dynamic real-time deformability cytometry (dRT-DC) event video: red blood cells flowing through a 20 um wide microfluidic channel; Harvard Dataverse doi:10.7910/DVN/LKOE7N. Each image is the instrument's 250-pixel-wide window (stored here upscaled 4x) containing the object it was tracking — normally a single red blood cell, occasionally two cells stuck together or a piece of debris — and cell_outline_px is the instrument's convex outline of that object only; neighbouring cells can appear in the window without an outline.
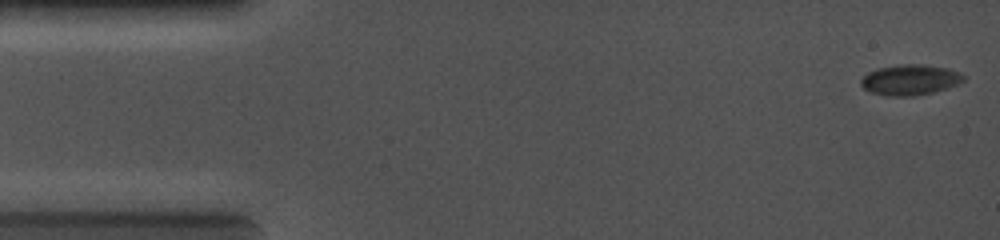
{"species": "common noctule bat (a hibernating species)", "species_latin": "Nyctalus noctula", "temperature_condition": "cold", "stored_images_in_passage": 30, "camera_frame_rate_fps": 5000, "um_per_image_px": 0.085, "animal": {"sex": "female", "body_mass_g": 19.0, "forearm_length_mm": 56.7}, "frame": {"image": 1, "passage_image": 1, "time_ms": 0.0, "image_size_px": [1000, 240], "cell_outline_px": [[964, 80], [956, 84], [932, 92], [912, 96], [888, 96], [872, 92], [864, 88], [860, 84], [860, 80], [868, 72], [876, 68], [900, 64], [924, 64], [948, 68], [960, 72], [964, 76]], "centroid_in_image_um": [77.33, 6.77], "position_along_channel_um": 7.7, "area_um2": 18.15}}
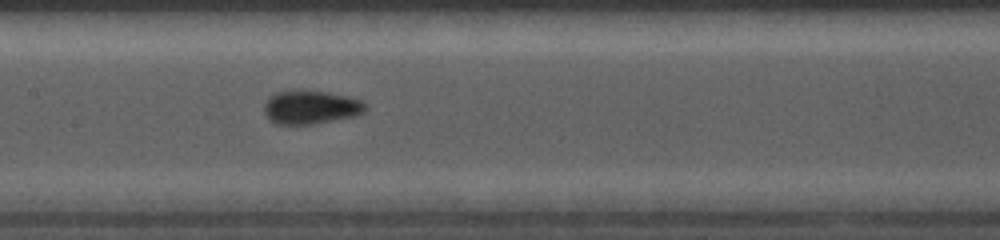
{"frame": {"image": 2, "passage_image": 16, "time_ms": 6.2, "image_size_px": [1000, 240], "cell_outline_px": [[368, 108], [364, 112], [356, 116], [312, 124], [276, 124], [268, 120], [264, 112], [264, 104], [268, 96], [276, 92], [296, 88], [328, 92], [348, 96], [360, 100]], "centroid_in_image_um": [26.37, 9.09], "position_along_channel_um": 181.0, "area_um2": 20.35}}
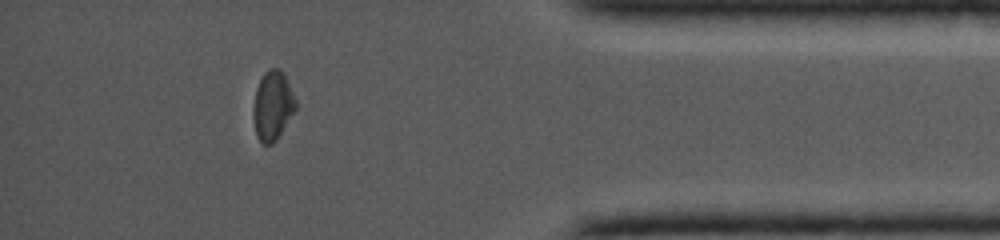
{"frame": {"image": 3, "passage_image": 27, "time_ms": 11.6, "image_size_px": [1000, 240], "cell_outline_px": [[296, 108], [276, 140], [272, 144], [264, 144], [256, 136], [252, 116], [252, 108], [256, 88], [264, 72], [268, 68], [280, 68], [284, 72], [296, 100]], "centroid_in_image_um": [23.15, 8.95], "position_along_channel_um": 412.0, "area_um2": 17.22}}